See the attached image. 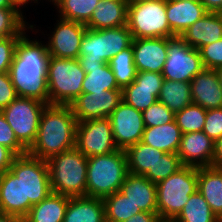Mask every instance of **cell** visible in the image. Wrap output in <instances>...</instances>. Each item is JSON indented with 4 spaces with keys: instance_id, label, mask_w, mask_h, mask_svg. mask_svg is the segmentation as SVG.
<instances>
[{
    "instance_id": "cell-24",
    "label": "cell",
    "mask_w": 222,
    "mask_h": 222,
    "mask_svg": "<svg viewBox=\"0 0 222 222\" xmlns=\"http://www.w3.org/2000/svg\"><path fill=\"white\" fill-rule=\"evenodd\" d=\"M197 190L222 221V168L215 166L198 167Z\"/></svg>"
},
{
    "instance_id": "cell-48",
    "label": "cell",
    "mask_w": 222,
    "mask_h": 222,
    "mask_svg": "<svg viewBox=\"0 0 222 222\" xmlns=\"http://www.w3.org/2000/svg\"><path fill=\"white\" fill-rule=\"evenodd\" d=\"M213 166L222 168V137L214 141Z\"/></svg>"
},
{
    "instance_id": "cell-43",
    "label": "cell",
    "mask_w": 222,
    "mask_h": 222,
    "mask_svg": "<svg viewBox=\"0 0 222 222\" xmlns=\"http://www.w3.org/2000/svg\"><path fill=\"white\" fill-rule=\"evenodd\" d=\"M202 131L213 141L222 137V108L206 110V118Z\"/></svg>"
},
{
    "instance_id": "cell-45",
    "label": "cell",
    "mask_w": 222,
    "mask_h": 222,
    "mask_svg": "<svg viewBox=\"0 0 222 222\" xmlns=\"http://www.w3.org/2000/svg\"><path fill=\"white\" fill-rule=\"evenodd\" d=\"M138 84V88L161 89L164 77L162 73L157 72H137L134 80Z\"/></svg>"
},
{
    "instance_id": "cell-18",
    "label": "cell",
    "mask_w": 222,
    "mask_h": 222,
    "mask_svg": "<svg viewBox=\"0 0 222 222\" xmlns=\"http://www.w3.org/2000/svg\"><path fill=\"white\" fill-rule=\"evenodd\" d=\"M190 84L194 104L206 110L222 108V86L215 70L203 69Z\"/></svg>"
},
{
    "instance_id": "cell-6",
    "label": "cell",
    "mask_w": 222,
    "mask_h": 222,
    "mask_svg": "<svg viewBox=\"0 0 222 222\" xmlns=\"http://www.w3.org/2000/svg\"><path fill=\"white\" fill-rule=\"evenodd\" d=\"M85 74L79 59L50 56L47 69L49 105H70L82 93Z\"/></svg>"
},
{
    "instance_id": "cell-15",
    "label": "cell",
    "mask_w": 222,
    "mask_h": 222,
    "mask_svg": "<svg viewBox=\"0 0 222 222\" xmlns=\"http://www.w3.org/2000/svg\"><path fill=\"white\" fill-rule=\"evenodd\" d=\"M122 101V89L81 93L71 104L77 122L108 118Z\"/></svg>"
},
{
    "instance_id": "cell-11",
    "label": "cell",
    "mask_w": 222,
    "mask_h": 222,
    "mask_svg": "<svg viewBox=\"0 0 222 222\" xmlns=\"http://www.w3.org/2000/svg\"><path fill=\"white\" fill-rule=\"evenodd\" d=\"M204 69L199 50L180 36L168 38V53L162 76L164 80L190 82Z\"/></svg>"
},
{
    "instance_id": "cell-38",
    "label": "cell",
    "mask_w": 222,
    "mask_h": 222,
    "mask_svg": "<svg viewBox=\"0 0 222 222\" xmlns=\"http://www.w3.org/2000/svg\"><path fill=\"white\" fill-rule=\"evenodd\" d=\"M179 156L175 153H164L144 175L152 183H158L182 167Z\"/></svg>"
},
{
    "instance_id": "cell-41",
    "label": "cell",
    "mask_w": 222,
    "mask_h": 222,
    "mask_svg": "<svg viewBox=\"0 0 222 222\" xmlns=\"http://www.w3.org/2000/svg\"><path fill=\"white\" fill-rule=\"evenodd\" d=\"M0 144L11 149L17 156L27 154V149L17 140L14 131L0 111Z\"/></svg>"
},
{
    "instance_id": "cell-13",
    "label": "cell",
    "mask_w": 222,
    "mask_h": 222,
    "mask_svg": "<svg viewBox=\"0 0 222 222\" xmlns=\"http://www.w3.org/2000/svg\"><path fill=\"white\" fill-rule=\"evenodd\" d=\"M108 119L111 123L113 140L118 149L126 150L142 140L145 125L141 111L122 100Z\"/></svg>"
},
{
    "instance_id": "cell-31",
    "label": "cell",
    "mask_w": 222,
    "mask_h": 222,
    "mask_svg": "<svg viewBox=\"0 0 222 222\" xmlns=\"http://www.w3.org/2000/svg\"><path fill=\"white\" fill-rule=\"evenodd\" d=\"M174 222H222L197 190L173 220Z\"/></svg>"
},
{
    "instance_id": "cell-1",
    "label": "cell",
    "mask_w": 222,
    "mask_h": 222,
    "mask_svg": "<svg viewBox=\"0 0 222 222\" xmlns=\"http://www.w3.org/2000/svg\"><path fill=\"white\" fill-rule=\"evenodd\" d=\"M49 52L47 45L26 32L17 42L12 65L9 69L11 82L17 96L33 98L49 105L47 69Z\"/></svg>"
},
{
    "instance_id": "cell-10",
    "label": "cell",
    "mask_w": 222,
    "mask_h": 222,
    "mask_svg": "<svg viewBox=\"0 0 222 222\" xmlns=\"http://www.w3.org/2000/svg\"><path fill=\"white\" fill-rule=\"evenodd\" d=\"M47 105L37 99L18 96L1 110L17 140L27 150L36 139L40 118Z\"/></svg>"
},
{
    "instance_id": "cell-55",
    "label": "cell",
    "mask_w": 222,
    "mask_h": 222,
    "mask_svg": "<svg viewBox=\"0 0 222 222\" xmlns=\"http://www.w3.org/2000/svg\"><path fill=\"white\" fill-rule=\"evenodd\" d=\"M179 1H200V0H179Z\"/></svg>"
},
{
    "instance_id": "cell-29",
    "label": "cell",
    "mask_w": 222,
    "mask_h": 222,
    "mask_svg": "<svg viewBox=\"0 0 222 222\" xmlns=\"http://www.w3.org/2000/svg\"><path fill=\"white\" fill-rule=\"evenodd\" d=\"M82 68L86 73L82 83V93L120 89L108 63L82 65Z\"/></svg>"
},
{
    "instance_id": "cell-23",
    "label": "cell",
    "mask_w": 222,
    "mask_h": 222,
    "mask_svg": "<svg viewBox=\"0 0 222 222\" xmlns=\"http://www.w3.org/2000/svg\"><path fill=\"white\" fill-rule=\"evenodd\" d=\"M128 3V0H100L85 26L99 30L127 25Z\"/></svg>"
},
{
    "instance_id": "cell-34",
    "label": "cell",
    "mask_w": 222,
    "mask_h": 222,
    "mask_svg": "<svg viewBox=\"0 0 222 222\" xmlns=\"http://www.w3.org/2000/svg\"><path fill=\"white\" fill-rule=\"evenodd\" d=\"M108 64L120 89L130 85L135 80L137 69L134 64L132 44L115 55Z\"/></svg>"
},
{
    "instance_id": "cell-16",
    "label": "cell",
    "mask_w": 222,
    "mask_h": 222,
    "mask_svg": "<svg viewBox=\"0 0 222 222\" xmlns=\"http://www.w3.org/2000/svg\"><path fill=\"white\" fill-rule=\"evenodd\" d=\"M137 72L162 73L168 53V38L152 37L132 40Z\"/></svg>"
},
{
    "instance_id": "cell-30",
    "label": "cell",
    "mask_w": 222,
    "mask_h": 222,
    "mask_svg": "<svg viewBox=\"0 0 222 222\" xmlns=\"http://www.w3.org/2000/svg\"><path fill=\"white\" fill-rule=\"evenodd\" d=\"M158 101L165 104L174 114L192 104L190 82L164 80Z\"/></svg>"
},
{
    "instance_id": "cell-9",
    "label": "cell",
    "mask_w": 222,
    "mask_h": 222,
    "mask_svg": "<svg viewBox=\"0 0 222 222\" xmlns=\"http://www.w3.org/2000/svg\"><path fill=\"white\" fill-rule=\"evenodd\" d=\"M10 171L22 182L23 202H29V211L52 192L47 161L29 154L17 156Z\"/></svg>"
},
{
    "instance_id": "cell-56",
    "label": "cell",
    "mask_w": 222,
    "mask_h": 222,
    "mask_svg": "<svg viewBox=\"0 0 222 222\" xmlns=\"http://www.w3.org/2000/svg\"><path fill=\"white\" fill-rule=\"evenodd\" d=\"M48 1L51 2V4L55 2V0H48Z\"/></svg>"
},
{
    "instance_id": "cell-7",
    "label": "cell",
    "mask_w": 222,
    "mask_h": 222,
    "mask_svg": "<svg viewBox=\"0 0 222 222\" xmlns=\"http://www.w3.org/2000/svg\"><path fill=\"white\" fill-rule=\"evenodd\" d=\"M127 25L118 28L86 29L82 38L79 60L81 65L105 64L132 43Z\"/></svg>"
},
{
    "instance_id": "cell-2",
    "label": "cell",
    "mask_w": 222,
    "mask_h": 222,
    "mask_svg": "<svg viewBox=\"0 0 222 222\" xmlns=\"http://www.w3.org/2000/svg\"><path fill=\"white\" fill-rule=\"evenodd\" d=\"M77 123L70 105H47L40 118L36 139L27 154L48 161L75 148Z\"/></svg>"
},
{
    "instance_id": "cell-5",
    "label": "cell",
    "mask_w": 222,
    "mask_h": 222,
    "mask_svg": "<svg viewBox=\"0 0 222 222\" xmlns=\"http://www.w3.org/2000/svg\"><path fill=\"white\" fill-rule=\"evenodd\" d=\"M50 186L54 193L69 197L86 196L87 157L76 147L48 161Z\"/></svg>"
},
{
    "instance_id": "cell-14",
    "label": "cell",
    "mask_w": 222,
    "mask_h": 222,
    "mask_svg": "<svg viewBox=\"0 0 222 222\" xmlns=\"http://www.w3.org/2000/svg\"><path fill=\"white\" fill-rule=\"evenodd\" d=\"M54 27L46 43L49 55L79 59L81 41L87 29L85 24L59 17Z\"/></svg>"
},
{
    "instance_id": "cell-27",
    "label": "cell",
    "mask_w": 222,
    "mask_h": 222,
    "mask_svg": "<svg viewBox=\"0 0 222 222\" xmlns=\"http://www.w3.org/2000/svg\"><path fill=\"white\" fill-rule=\"evenodd\" d=\"M70 197L51 192L30 208L24 222H63Z\"/></svg>"
},
{
    "instance_id": "cell-35",
    "label": "cell",
    "mask_w": 222,
    "mask_h": 222,
    "mask_svg": "<svg viewBox=\"0 0 222 222\" xmlns=\"http://www.w3.org/2000/svg\"><path fill=\"white\" fill-rule=\"evenodd\" d=\"M23 12L18 9H3L0 8V37L6 38L9 36L23 35L28 30L37 33L36 27L31 23L26 22Z\"/></svg>"
},
{
    "instance_id": "cell-19",
    "label": "cell",
    "mask_w": 222,
    "mask_h": 222,
    "mask_svg": "<svg viewBox=\"0 0 222 222\" xmlns=\"http://www.w3.org/2000/svg\"><path fill=\"white\" fill-rule=\"evenodd\" d=\"M207 13L200 1L166 0L168 24L175 36H181Z\"/></svg>"
},
{
    "instance_id": "cell-54",
    "label": "cell",
    "mask_w": 222,
    "mask_h": 222,
    "mask_svg": "<svg viewBox=\"0 0 222 222\" xmlns=\"http://www.w3.org/2000/svg\"><path fill=\"white\" fill-rule=\"evenodd\" d=\"M142 1H149V0H128L129 3L142 2Z\"/></svg>"
},
{
    "instance_id": "cell-39",
    "label": "cell",
    "mask_w": 222,
    "mask_h": 222,
    "mask_svg": "<svg viewBox=\"0 0 222 222\" xmlns=\"http://www.w3.org/2000/svg\"><path fill=\"white\" fill-rule=\"evenodd\" d=\"M145 127L159 126L174 120L175 114L163 103L157 101L142 111Z\"/></svg>"
},
{
    "instance_id": "cell-26",
    "label": "cell",
    "mask_w": 222,
    "mask_h": 222,
    "mask_svg": "<svg viewBox=\"0 0 222 222\" xmlns=\"http://www.w3.org/2000/svg\"><path fill=\"white\" fill-rule=\"evenodd\" d=\"M182 135L174 119L167 124L145 127L141 141L164 153L177 154Z\"/></svg>"
},
{
    "instance_id": "cell-28",
    "label": "cell",
    "mask_w": 222,
    "mask_h": 222,
    "mask_svg": "<svg viewBox=\"0 0 222 222\" xmlns=\"http://www.w3.org/2000/svg\"><path fill=\"white\" fill-rule=\"evenodd\" d=\"M125 153L128 173L143 176L148 172L149 168H153L157 160L164 154L163 151L157 150L142 141L129 146Z\"/></svg>"
},
{
    "instance_id": "cell-52",
    "label": "cell",
    "mask_w": 222,
    "mask_h": 222,
    "mask_svg": "<svg viewBox=\"0 0 222 222\" xmlns=\"http://www.w3.org/2000/svg\"><path fill=\"white\" fill-rule=\"evenodd\" d=\"M0 8L3 9H17L12 0H0Z\"/></svg>"
},
{
    "instance_id": "cell-40",
    "label": "cell",
    "mask_w": 222,
    "mask_h": 222,
    "mask_svg": "<svg viewBox=\"0 0 222 222\" xmlns=\"http://www.w3.org/2000/svg\"><path fill=\"white\" fill-rule=\"evenodd\" d=\"M204 69L216 70L222 66V38L199 49Z\"/></svg>"
},
{
    "instance_id": "cell-37",
    "label": "cell",
    "mask_w": 222,
    "mask_h": 222,
    "mask_svg": "<svg viewBox=\"0 0 222 222\" xmlns=\"http://www.w3.org/2000/svg\"><path fill=\"white\" fill-rule=\"evenodd\" d=\"M206 118V109L194 103L175 113V121L183 134L200 132L203 130Z\"/></svg>"
},
{
    "instance_id": "cell-46",
    "label": "cell",
    "mask_w": 222,
    "mask_h": 222,
    "mask_svg": "<svg viewBox=\"0 0 222 222\" xmlns=\"http://www.w3.org/2000/svg\"><path fill=\"white\" fill-rule=\"evenodd\" d=\"M17 155L8 147L0 144V175L10 170Z\"/></svg>"
},
{
    "instance_id": "cell-51",
    "label": "cell",
    "mask_w": 222,
    "mask_h": 222,
    "mask_svg": "<svg viewBox=\"0 0 222 222\" xmlns=\"http://www.w3.org/2000/svg\"><path fill=\"white\" fill-rule=\"evenodd\" d=\"M31 1V2H30ZM39 0H12L13 4L15 5V7L22 12L21 7L23 6L24 8L28 6V3H37V5ZM27 4V6H25Z\"/></svg>"
},
{
    "instance_id": "cell-36",
    "label": "cell",
    "mask_w": 222,
    "mask_h": 222,
    "mask_svg": "<svg viewBox=\"0 0 222 222\" xmlns=\"http://www.w3.org/2000/svg\"><path fill=\"white\" fill-rule=\"evenodd\" d=\"M161 89L138 88L133 81L122 89V100L136 110L144 111L158 101Z\"/></svg>"
},
{
    "instance_id": "cell-44",
    "label": "cell",
    "mask_w": 222,
    "mask_h": 222,
    "mask_svg": "<svg viewBox=\"0 0 222 222\" xmlns=\"http://www.w3.org/2000/svg\"><path fill=\"white\" fill-rule=\"evenodd\" d=\"M9 72L0 73V111L17 98Z\"/></svg>"
},
{
    "instance_id": "cell-17",
    "label": "cell",
    "mask_w": 222,
    "mask_h": 222,
    "mask_svg": "<svg viewBox=\"0 0 222 222\" xmlns=\"http://www.w3.org/2000/svg\"><path fill=\"white\" fill-rule=\"evenodd\" d=\"M177 155L182 165L213 166L214 141L203 131L185 133L182 135Z\"/></svg>"
},
{
    "instance_id": "cell-53",
    "label": "cell",
    "mask_w": 222,
    "mask_h": 222,
    "mask_svg": "<svg viewBox=\"0 0 222 222\" xmlns=\"http://www.w3.org/2000/svg\"><path fill=\"white\" fill-rule=\"evenodd\" d=\"M218 74L220 85L222 86V66L215 70Z\"/></svg>"
},
{
    "instance_id": "cell-49",
    "label": "cell",
    "mask_w": 222,
    "mask_h": 222,
    "mask_svg": "<svg viewBox=\"0 0 222 222\" xmlns=\"http://www.w3.org/2000/svg\"><path fill=\"white\" fill-rule=\"evenodd\" d=\"M207 12L222 13V0H200Z\"/></svg>"
},
{
    "instance_id": "cell-32",
    "label": "cell",
    "mask_w": 222,
    "mask_h": 222,
    "mask_svg": "<svg viewBox=\"0 0 222 222\" xmlns=\"http://www.w3.org/2000/svg\"><path fill=\"white\" fill-rule=\"evenodd\" d=\"M100 0H55L58 17L86 24Z\"/></svg>"
},
{
    "instance_id": "cell-25",
    "label": "cell",
    "mask_w": 222,
    "mask_h": 222,
    "mask_svg": "<svg viewBox=\"0 0 222 222\" xmlns=\"http://www.w3.org/2000/svg\"><path fill=\"white\" fill-rule=\"evenodd\" d=\"M63 222H106L101 198L70 197Z\"/></svg>"
},
{
    "instance_id": "cell-3",
    "label": "cell",
    "mask_w": 222,
    "mask_h": 222,
    "mask_svg": "<svg viewBox=\"0 0 222 222\" xmlns=\"http://www.w3.org/2000/svg\"><path fill=\"white\" fill-rule=\"evenodd\" d=\"M127 174L125 150L88 157L86 196L104 199L120 191Z\"/></svg>"
},
{
    "instance_id": "cell-50",
    "label": "cell",
    "mask_w": 222,
    "mask_h": 222,
    "mask_svg": "<svg viewBox=\"0 0 222 222\" xmlns=\"http://www.w3.org/2000/svg\"><path fill=\"white\" fill-rule=\"evenodd\" d=\"M0 222H24V219L18 216L0 212Z\"/></svg>"
},
{
    "instance_id": "cell-12",
    "label": "cell",
    "mask_w": 222,
    "mask_h": 222,
    "mask_svg": "<svg viewBox=\"0 0 222 222\" xmlns=\"http://www.w3.org/2000/svg\"><path fill=\"white\" fill-rule=\"evenodd\" d=\"M76 148L87 158L105 155L118 150L108 118L85 120L77 123Z\"/></svg>"
},
{
    "instance_id": "cell-4",
    "label": "cell",
    "mask_w": 222,
    "mask_h": 222,
    "mask_svg": "<svg viewBox=\"0 0 222 222\" xmlns=\"http://www.w3.org/2000/svg\"><path fill=\"white\" fill-rule=\"evenodd\" d=\"M198 188V167L183 165L156 184L157 214L163 221H173L190 195Z\"/></svg>"
},
{
    "instance_id": "cell-42",
    "label": "cell",
    "mask_w": 222,
    "mask_h": 222,
    "mask_svg": "<svg viewBox=\"0 0 222 222\" xmlns=\"http://www.w3.org/2000/svg\"><path fill=\"white\" fill-rule=\"evenodd\" d=\"M22 35L0 37V73L9 72L13 62L17 42Z\"/></svg>"
},
{
    "instance_id": "cell-47",
    "label": "cell",
    "mask_w": 222,
    "mask_h": 222,
    "mask_svg": "<svg viewBox=\"0 0 222 222\" xmlns=\"http://www.w3.org/2000/svg\"><path fill=\"white\" fill-rule=\"evenodd\" d=\"M125 222H161L157 212H139Z\"/></svg>"
},
{
    "instance_id": "cell-22",
    "label": "cell",
    "mask_w": 222,
    "mask_h": 222,
    "mask_svg": "<svg viewBox=\"0 0 222 222\" xmlns=\"http://www.w3.org/2000/svg\"><path fill=\"white\" fill-rule=\"evenodd\" d=\"M120 191L142 212H157L156 183L145 176L128 173Z\"/></svg>"
},
{
    "instance_id": "cell-33",
    "label": "cell",
    "mask_w": 222,
    "mask_h": 222,
    "mask_svg": "<svg viewBox=\"0 0 222 222\" xmlns=\"http://www.w3.org/2000/svg\"><path fill=\"white\" fill-rule=\"evenodd\" d=\"M102 200L106 222H125L136 213L142 212L121 191H116Z\"/></svg>"
},
{
    "instance_id": "cell-8",
    "label": "cell",
    "mask_w": 222,
    "mask_h": 222,
    "mask_svg": "<svg viewBox=\"0 0 222 222\" xmlns=\"http://www.w3.org/2000/svg\"><path fill=\"white\" fill-rule=\"evenodd\" d=\"M127 26L133 39L175 36L168 24L166 0L128 3Z\"/></svg>"
},
{
    "instance_id": "cell-21",
    "label": "cell",
    "mask_w": 222,
    "mask_h": 222,
    "mask_svg": "<svg viewBox=\"0 0 222 222\" xmlns=\"http://www.w3.org/2000/svg\"><path fill=\"white\" fill-rule=\"evenodd\" d=\"M180 37L197 50L207 44L215 43L222 38V13L208 12Z\"/></svg>"
},
{
    "instance_id": "cell-20",
    "label": "cell",
    "mask_w": 222,
    "mask_h": 222,
    "mask_svg": "<svg viewBox=\"0 0 222 222\" xmlns=\"http://www.w3.org/2000/svg\"><path fill=\"white\" fill-rule=\"evenodd\" d=\"M0 212L23 219L29 213V202H23L22 182L10 170L0 175Z\"/></svg>"
}]
</instances>
